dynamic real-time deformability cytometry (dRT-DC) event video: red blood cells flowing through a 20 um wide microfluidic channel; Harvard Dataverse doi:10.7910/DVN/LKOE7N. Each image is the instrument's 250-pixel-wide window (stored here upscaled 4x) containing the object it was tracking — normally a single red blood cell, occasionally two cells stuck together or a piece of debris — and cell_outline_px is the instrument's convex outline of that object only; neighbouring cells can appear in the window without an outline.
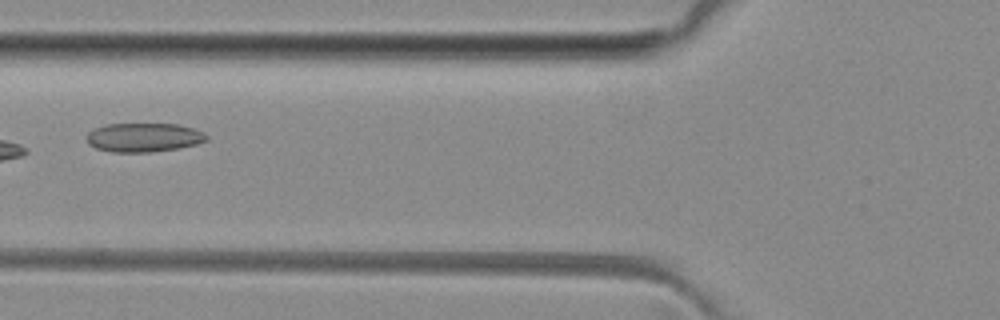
{"species": "common noctule bat (a hibernating species)", "species_latin": "Nyctalus noctula", "temperature_condition": "room temperature", "stored_images_in_passage": 6, "camera_frame_rate_fps": 3000, "um_per_image_px": 0.085, "animal": {"sex": "female", "body_mass_g": 29.2, "forearm_length_mm": 56.3}, "frame": {"image": 1, "passage_image": 5, "time_ms": 4.667, "image_size_px": [1000, 320], "cell_outline_px": [[208, 140], [196, 144], [180, 148], [152, 152], [112, 152], [96, 148], [88, 144], [84, 136], [92, 128], [104, 124], [180, 124], [204, 132], [208, 136]], "centroid_in_image_um": [12.18, 11.68], "position_along_channel_um": 113.6, "area_um2": 20.58}}
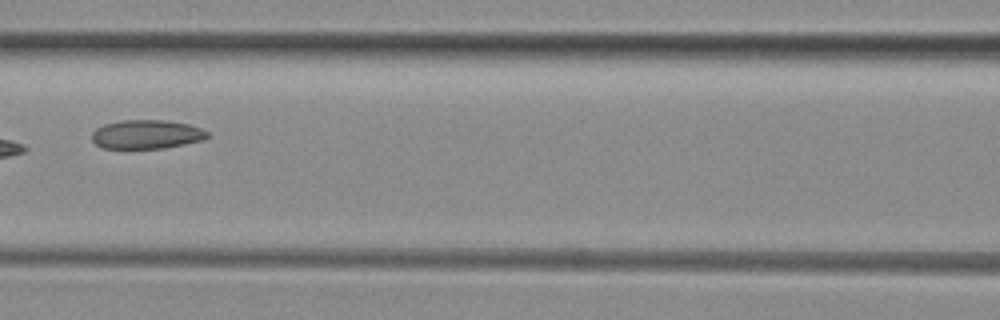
{"frame": {"image": 2, "passage_image": 6, "time_ms": 5.667, "image_size_px": [1000, 320], "cell_outline_px": [[208, 136], [200, 140], [184, 144], [160, 148], [104, 148], [96, 144], [92, 140], [92, 132], [96, 128], [104, 124], [120, 120], [164, 120], [188, 124], [200, 128], [208, 132]], "centroid_in_image_um": [12.41, 11.41], "position_along_channel_um": 154.2, "area_um2": 19.25}}